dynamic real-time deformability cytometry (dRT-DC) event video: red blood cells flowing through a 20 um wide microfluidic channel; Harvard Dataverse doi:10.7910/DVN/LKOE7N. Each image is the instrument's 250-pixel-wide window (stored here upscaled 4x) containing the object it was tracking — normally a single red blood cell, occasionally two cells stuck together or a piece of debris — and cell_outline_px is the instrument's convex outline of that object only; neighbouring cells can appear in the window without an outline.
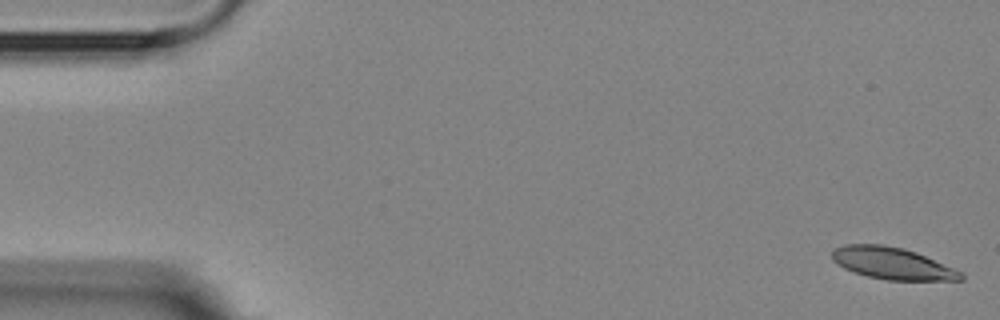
{"species": "Egyptian fruit bat (a non-hibernating species)", "species_latin": "Rousettus aegyptiacus", "temperature_condition": "room temperature", "stored_images_in_passage": 6, "segment_of_instrument_passage": [1, 2], "camera_frame_rate_fps": 3000, "um_per_image_px": 0.085, "animal": {"sex": "female"}, "frame": {"image": 1, "passage_image": 1, "time_ms": 0.0, "image_size_px": [1000, 320], "cell_outline_px": [[964, 280], [888, 280], [868, 276], [844, 268], [836, 264], [832, 260], [832, 252], [836, 248], [844, 244], [880, 244], [904, 248], [916, 252], [964, 272]], "centroid_in_image_um": [75.87, 22.38], "position_along_channel_um": 9.1, "area_um2": 23.93}}
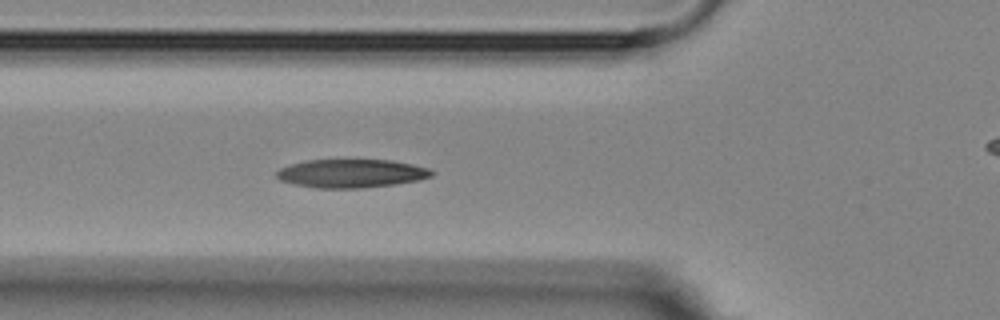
{"frame": {"image": 2, "passage_image": 5, "time_ms": 6.0, "image_size_px": [1000, 320], "cell_outline_px": [[436, 172], [432, 176], [420, 180], [392, 184], [360, 188], [316, 188], [296, 184], [280, 180], [276, 176], [276, 172], [280, 168], [292, 164], [308, 160], [392, 160], [412, 164], [428, 168]], "centroid_in_image_um": [29.89, 14.74], "position_along_channel_um": 95.9, "area_um2": 25.55}}